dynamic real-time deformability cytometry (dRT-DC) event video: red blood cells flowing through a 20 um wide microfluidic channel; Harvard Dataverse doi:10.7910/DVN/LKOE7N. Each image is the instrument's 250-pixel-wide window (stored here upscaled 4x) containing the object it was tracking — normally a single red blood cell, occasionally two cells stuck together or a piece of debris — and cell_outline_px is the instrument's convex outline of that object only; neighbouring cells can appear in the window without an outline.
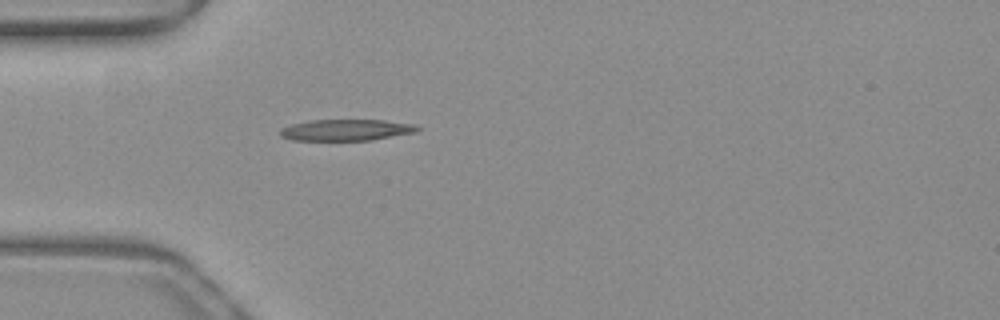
{"species": "common noctule bat (a hibernating species)", "species_latin": "Nyctalus noctula", "temperature_condition": "warm", "stored_images_in_passage": 37, "camera_frame_rate_fps": 3000, "um_per_image_px": 0.085, "animal": {"sex": "female", "body_mass_g": 19.3, "forearm_length_mm": 54.1}, "frame": {"image": 1, "passage_image": 1, "time_ms": 0.0, "image_size_px": [1000, 320], "cell_outline_px": [[420, 128], [416, 132], [372, 140], [292, 140], [280, 136], [280, 128], [292, 124], [308, 120], [384, 120], [412, 124]], "centroid_in_image_um": [29.39, 11.05], "position_along_channel_um": 55.6, "area_um2": 16.99}}
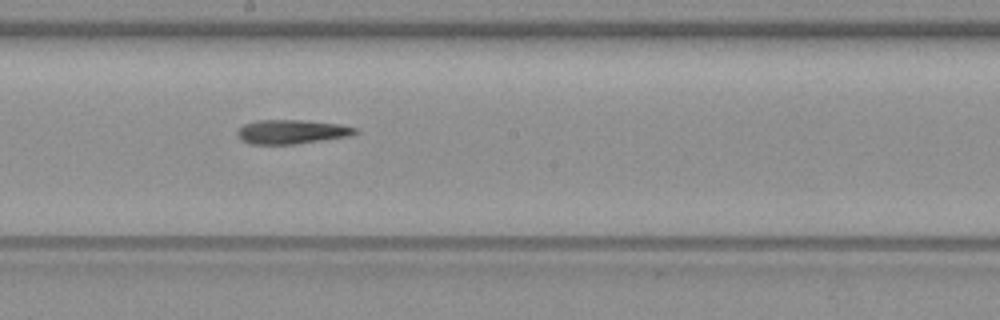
{"frame": {"image": 2, "passage_image": 14, "time_ms": 4.333, "image_size_px": [1000, 320], "cell_outline_px": [[360, 132], [352, 136], [296, 144], [252, 144], [240, 140], [236, 132], [244, 124], [256, 120], [300, 120], [340, 124], [356, 128]], "centroid_in_image_um": [24.82, 11.2], "position_along_channel_um": 223.4, "area_um2": 16.7}}
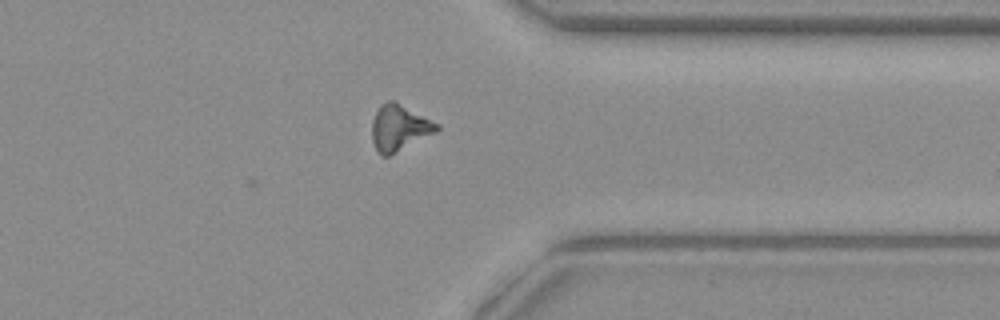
{"frame": {"image": 3, "passage_image": 26, "time_ms": 8.333, "image_size_px": [1000, 320], "cell_outline_px": [[440, 128], [436, 132], [388, 156], [380, 156], [376, 152], [372, 140], [372, 120], [380, 104], [388, 100], [392, 100], [440, 124]], "centroid_in_image_um": [33.91, 10.87], "position_along_channel_um": 377.5, "area_um2": 17.28}, "authors_computed_cell_mechanics": {"area_um2": 16.7042, "velocity_mm_per_s": 3.9991, "shape_relaxation_time_tau1_ms": 7.952, "shape_relaxation_time_tau2_ms": null, "deformation_change_tau1": 0.2239, "deformation_change_tau2": null}}